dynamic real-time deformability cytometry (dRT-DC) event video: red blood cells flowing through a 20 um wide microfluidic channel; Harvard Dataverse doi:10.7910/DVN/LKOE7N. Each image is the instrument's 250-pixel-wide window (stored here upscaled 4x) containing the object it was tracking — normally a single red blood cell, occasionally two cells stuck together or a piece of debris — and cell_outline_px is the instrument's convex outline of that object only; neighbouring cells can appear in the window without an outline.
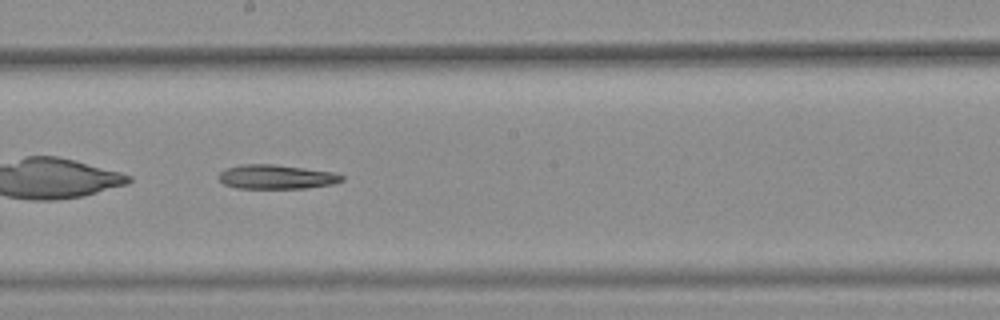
{"species": "common noctule bat (a hibernating species)", "species_latin": "Nyctalus noctula", "temperature_condition": "warm", "stored_images_in_passage": 29, "camera_frame_rate_fps": 3000, "um_per_image_px": 0.085, "animal": {"sex": "female", "body_mass_g": 25.1}, "frame": {"image": 1, "passage_image": 13, "time_ms": 4.0, "image_size_px": [1000, 320], "cell_outline_px": [[344, 180], [332, 184], [304, 188], [236, 188], [224, 184], [216, 176], [220, 172], [228, 168], [240, 164], [276, 164], [332, 172], [344, 176]], "centroid_in_image_um": [23.46, 15.03], "position_along_channel_um": 224.7, "area_um2": 17.34}}
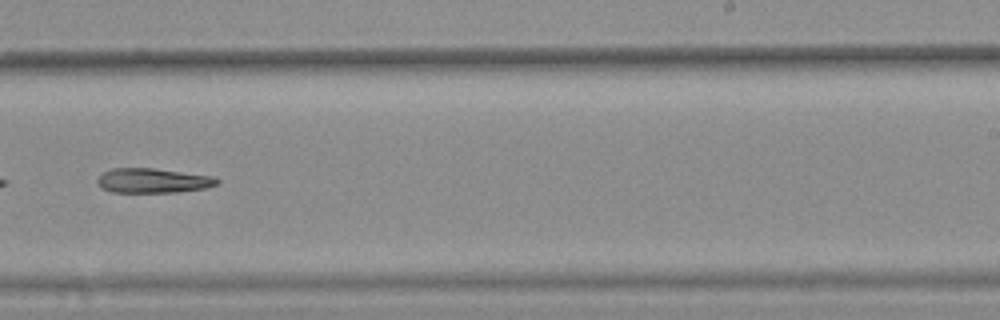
{"frame": {"image": 2, "passage_image": 17, "time_ms": 5.333, "image_size_px": [1000, 320], "cell_outline_px": [[220, 180], [216, 184], [204, 188], [176, 192], [112, 192], [100, 188], [96, 180], [104, 172], [112, 168], [152, 168], [212, 176]], "centroid_in_image_um": [12.95, 15.35], "position_along_channel_um": 276.0, "area_um2": 16.99}}